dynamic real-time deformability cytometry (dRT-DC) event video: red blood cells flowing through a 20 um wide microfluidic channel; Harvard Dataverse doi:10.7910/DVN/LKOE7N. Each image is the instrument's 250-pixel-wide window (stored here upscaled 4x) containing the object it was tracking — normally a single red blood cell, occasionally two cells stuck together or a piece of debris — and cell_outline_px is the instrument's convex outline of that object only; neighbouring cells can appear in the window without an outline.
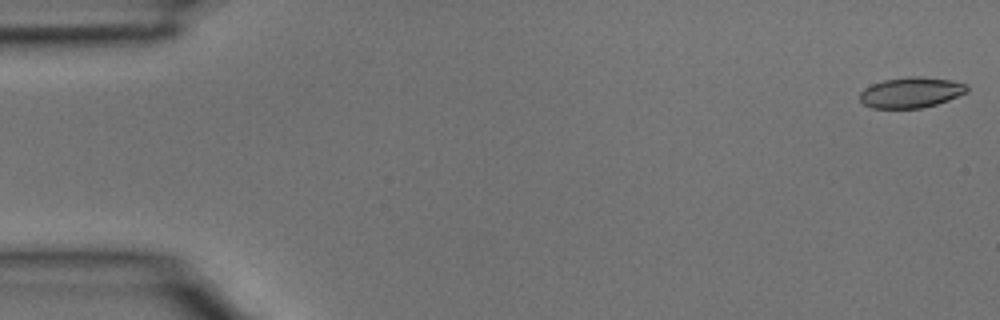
{"species": "common noctule bat (a hibernating species)", "species_latin": "Nyctalus noctula", "temperature_condition": "room temperature", "stored_images_in_passage": 4, "camera_frame_rate_fps": 3000, "um_per_image_px": 0.085, "animal": {"sex": "male", "body_mass_g": 15.6}, "frame": {"image": 1, "passage_image": 4, "time_ms": 1.0, "image_size_px": [1000, 320], "cell_outline_px": [[968, 92], [948, 100], [936, 104], [920, 108], [872, 108], [864, 104], [860, 100], [860, 92], [864, 88], [872, 84], [884, 80], [908, 76], [920, 76], [952, 80], [968, 84]], "centroid_in_image_um": [77.45, 7.85], "position_along_channel_um": 7.5, "area_um2": 19.19}}